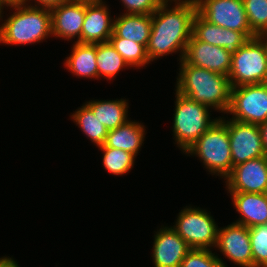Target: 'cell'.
<instances>
[{
    "label": "cell",
    "mask_w": 267,
    "mask_h": 267,
    "mask_svg": "<svg viewBox=\"0 0 267 267\" xmlns=\"http://www.w3.org/2000/svg\"><path fill=\"white\" fill-rule=\"evenodd\" d=\"M197 12L209 23L241 31L248 39L257 37L251 30L243 0H196Z\"/></svg>",
    "instance_id": "obj_9"
},
{
    "label": "cell",
    "mask_w": 267,
    "mask_h": 267,
    "mask_svg": "<svg viewBox=\"0 0 267 267\" xmlns=\"http://www.w3.org/2000/svg\"><path fill=\"white\" fill-rule=\"evenodd\" d=\"M109 42L130 68L140 69L151 63L144 45L121 37H110Z\"/></svg>",
    "instance_id": "obj_25"
},
{
    "label": "cell",
    "mask_w": 267,
    "mask_h": 267,
    "mask_svg": "<svg viewBox=\"0 0 267 267\" xmlns=\"http://www.w3.org/2000/svg\"><path fill=\"white\" fill-rule=\"evenodd\" d=\"M183 60L189 65L228 76L232 55L223 47L199 41L192 35L187 43Z\"/></svg>",
    "instance_id": "obj_14"
},
{
    "label": "cell",
    "mask_w": 267,
    "mask_h": 267,
    "mask_svg": "<svg viewBox=\"0 0 267 267\" xmlns=\"http://www.w3.org/2000/svg\"><path fill=\"white\" fill-rule=\"evenodd\" d=\"M6 7L14 11L0 23V44L32 45L52 37L50 9L32 6L24 1Z\"/></svg>",
    "instance_id": "obj_3"
},
{
    "label": "cell",
    "mask_w": 267,
    "mask_h": 267,
    "mask_svg": "<svg viewBox=\"0 0 267 267\" xmlns=\"http://www.w3.org/2000/svg\"><path fill=\"white\" fill-rule=\"evenodd\" d=\"M152 261L154 267H180L182 260L192 249L171 227L162 225L154 234Z\"/></svg>",
    "instance_id": "obj_13"
},
{
    "label": "cell",
    "mask_w": 267,
    "mask_h": 267,
    "mask_svg": "<svg viewBox=\"0 0 267 267\" xmlns=\"http://www.w3.org/2000/svg\"><path fill=\"white\" fill-rule=\"evenodd\" d=\"M101 150L102 165L104 169L112 175L122 176L133 168L135 157L133 154L121 149L109 147H97Z\"/></svg>",
    "instance_id": "obj_26"
},
{
    "label": "cell",
    "mask_w": 267,
    "mask_h": 267,
    "mask_svg": "<svg viewBox=\"0 0 267 267\" xmlns=\"http://www.w3.org/2000/svg\"><path fill=\"white\" fill-rule=\"evenodd\" d=\"M191 248L213 249L216 247L218 225L206 209L186 206L171 226Z\"/></svg>",
    "instance_id": "obj_7"
},
{
    "label": "cell",
    "mask_w": 267,
    "mask_h": 267,
    "mask_svg": "<svg viewBox=\"0 0 267 267\" xmlns=\"http://www.w3.org/2000/svg\"><path fill=\"white\" fill-rule=\"evenodd\" d=\"M253 267H267V224L249 228Z\"/></svg>",
    "instance_id": "obj_28"
},
{
    "label": "cell",
    "mask_w": 267,
    "mask_h": 267,
    "mask_svg": "<svg viewBox=\"0 0 267 267\" xmlns=\"http://www.w3.org/2000/svg\"><path fill=\"white\" fill-rule=\"evenodd\" d=\"M103 0L85 2V18L81 31L82 44L108 42L113 34L114 19Z\"/></svg>",
    "instance_id": "obj_15"
},
{
    "label": "cell",
    "mask_w": 267,
    "mask_h": 267,
    "mask_svg": "<svg viewBox=\"0 0 267 267\" xmlns=\"http://www.w3.org/2000/svg\"><path fill=\"white\" fill-rule=\"evenodd\" d=\"M215 248L235 265L253 267L248 227L232 222V224L218 228Z\"/></svg>",
    "instance_id": "obj_11"
},
{
    "label": "cell",
    "mask_w": 267,
    "mask_h": 267,
    "mask_svg": "<svg viewBox=\"0 0 267 267\" xmlns=\"http://www.w3.org/2000/svg\"><path fill=\"white\" fill-rule=\"evenodd\" d=\"M85 104L92 110L94 115L100 120V123L108 131L113 130L126 123L128 118L129 103L126 99L116 100H90Z\"/></svg>",
    "instance_id": "obj_22"
},
{
    "label": "cell",
    "mask_w": 267,
    "mask_h": 267,
    "mask_svg": "<svg viewBox=\"0 0 267 267\" xmlns=\"http://www.w3.org/2000/svg\"><path fill=\"white\" fill-rule=\"evenodd\" d=\"M262 135L263 146L267 156V121L259 125Z\"/></svg>",
    "instance_id": "obj_33"
},
{
    "label": "cell",
    "mask_w": 267,
    "mask_h": 267,
    "mask_svg": "<svg viewBox=\"0 0 267 267\" xmlns=\"http://www.w3.org/2000/svg\"><path fill=\"white\" fill-rule=\"evenodd\" d=\"M227 115L232 120L260 125L267 121V83L231 88Z\"/></svg>",
    "instance_id": "obj_8"
},
{
    "label": "cell",
    "mask_w": 267,
    "mask_h": 267,
    "mask_svg": "<svg viewBox=\"0 0 267 267\" xmlns=\"http://www.w3.org/2000/svg\"><path fill=\"white\" fill-rule=\"evenodd\" d=\"M4 6H0V21H2L3 20V13H4ZM2 18V19H1Z\"/></svg>",
    "instance_id": "obj_36"
},
{
    "label": "cell",
    "mask_w": 267,
    "mask_h": 267,
    "mask_svg": "<svg viewBox=\"0 0 267 267\" xmlns=\"http://www.w3.org/2000/svg\"><path fill=\"white\" fill-rule=\"evenodd\" d=\"M219 119L227 126L233 167L248 160L266 156L259 125Z\"/></svg>",
    "instance_id": "obj_10"
},
{
    "label": "cell",
    "mask_w": 267,
    "mask_h": 267,
    "mask_svg": "<svg viewBox=\"0 0 267 267\" xmlns=\"http://www.w3.org/2000/svg\"><path fill=\"white\" fill-rule=\"evenodd\" d=\"M71 119L83 131L84 135L97 147L105 144L108 130L94 115L92 110L84 103L76 109Z\"/></svg>",
    "instance_id": "obj_24"
},
{
    "label": "cell",
    "mask_w": 267,
    "mask_h": 267,
    "mask_svg": "<svg viewBox=\"0 0 267 267\" xmlns=\"http://www.w3.org/2000/svg\"><path fill=\"white\" fill-rule=\"evenodd\" d=\"M240 217L237 224L248 228L267 224V193L227 192Z\"/></svg>",
    "instance_id": "obj_18"
},
{
    "label": "cell",
    "mask_w": 267,
    "mask_h": 267,
    "mask_svg": "<svg viewBox=\"0 0 267 267\" xmlns=\"http://www.w3.org/2000/svg\"><path fill=\"white\" fill-rule=\"evenodd\" d=\"M24 2L32 6L52 9L53 7L59 6L61 3H64L66 1L65 0H34L33 2V0H24ZM32 3H34V5Z\"/></svg>",
    "instance_id": "obj_31"
},
{
    "label": "cell",
    "mask_w": 267,
    "mask_h": 267,
    "mask_svg": "<svg viewBox=\"0 0 267 267\" xmlns=\"http://www.w3.org/2000/svg\"><path fill=\"white\" fill-rule=\"evenodd\" d=\"M175 91L211 110L226 114L230 105L228 76L179 61Z\"/></svg>",
    "instance_id": "obj_2"
},
{
    "label": "cell",
    "mask_w": 267,
    "mask_h": 267,
    "mask_svg": "<svg viewBox=\"0 0 267 267\" xmlns=\"http://www.w3.org/2000/svg\"><path fill=\"white\" fill-rule=\"evenodd\" d=\"M192 35L199 41L223 47L231 55L248 40L241 31H234L209 23L198 12L193 19Z\"/></svg>",
    "instance_id": "obj_17"
},
{
    "label": "cell",
    "mask_w": 267,
    "mask_h": 267,
    "mask_svg": "<svg viewBox=\"0 0 267 267\" xmlns=\"http://www.w3.org/2000/svg\"><path fill=\"white\" fill-rule=\"evenodd\" d=\"M65 1H71V2H89L93 0H65Z\"/></svg>",
    "instance_id": "obj_37"
},
{
    "label": "cell",
    "mask_w": 267,
    "mask_h": 267,
    "mask_svg": "<svg viewBox=\"0 0 267 267\" xmlns=\"http://www.w3.org/2000/svg\"><path fill=\"white\" fill-rule=\"evenodd\" d=\"M171 3L172 1H163L152 14L147 46L150 62L178 52L181 61L192 37L193 19L197 13L196 1H175L174 5Z\"/></svg>",
    "instance_id": "obj_1"
},
{
    "label": "cell",
    "mask_w": 267,
    "mask_h": 267,
    "mask_svg": "<svg viewBox=\"0 0 267 267\" xmlns=\"http://www.w3.org/2000/svg\"><path fill=\"white\" fill-rule=\"evenodd\" d=\"M212 251L192 248L182 260L180 267H227L221 256Z\"/></svg>",
    "instance_id": "obj_29"
},
{
    "label": "cell",
    "mask_w": 267,
    "mask_h": 267,
    "mask_svg": "<svg viewBox=\"0 0 267 267\" xmlns=\"http://www.w3.org/2000/svg\"><path fill=\"white\" fill-rule=\"evenodd\" d=\"M114 18L113 34L110 37L126 38L147 48L152 15L122 13Z\"/></svg>",
    "instance_id": "obj_20"
},
{
    "label": "cell",
    "mask_w": 267,
    "mask_h": 267,
    "mask_svg": "<svg viewBox=\"0 0 267 267\" xmlns=\"http://www.w3.org/2000/svg\"><path fill=\"white\" fill-rule=\"evenodd\" d=\"M252 32L260 36L267 29V0H243Z\"/></svg>",
    "instance_id": "obj_27"
},
{
    "label": "cell",
    "mask_w": 267,
    "mask_h": 267,
    "mask_svg": "<svg viewBox=\"0 0 267 267\" xmlns=\"http://www.w3.org/2000/svg\"><path fill=\"white\" fill-rule=\"evenodd\" d=\"M145 130L143 123L129 119L123 125L108 131L105 144L99 147L121 149L136 157L144 144Z\"/></svg>",
    "instance_id": "obj_19"
},
{
    "label": "cell",
    "mask_w": 267,
    "mask_h": 267,
    "mask_svg": "<svg viewBox=\"0 0 267 267\" xmlns=\"http://www.w3.org/2000/svg\"><path fill=\"white\" fill-rule=\"evenodd\" d=\"M51 11L52 36L81 43V31L85 18V2L66 1Z\"/></svg>",
    "instance_id": "obj_16"
},
{
    "label": "cell",
    "mask_w": 267,
    "mask_h": 267,
    "mask_svg": "<svg viewBox=\"0 0 267 267\" xmlns=\"http://www.w3.org/2000/svg\"><path fill=\"white\" fill-rule=\"evenodd\" d=\"M175 92L173 139L174 144L185 153L219 118L212 119L209 107Z\"/></svg>",
    "instance_id": "obj_5"
},
{
    "label": "cell",
    "mask_w": 267,
    "mask_h": 267,
    "mask_svg": "<svg viewBox=\"0 0 267 267\" xmlns=\"http://www.w3.org/2000/svg\"><path fill=\"white\" fill-rule=\"evenodd\" d=\"M267 44L259 37L248 39L233 55L228 79L231 87L266 83Z\"/></svg>",
    "instance_id": "obj_6"
},
{
    "label": "cell",
    "mask_w": 267,
    "mask_h": 267,
    "mask_svg": "<svg viewBox=\"0 0 267 267\" xmlns=\"http://www.w3.org/2000/svg\"><path fill=\"white\" fill-rule=\"evenodd\" d=\"M259 37L267 44V29Z\"/></svg>",
    "instance_id": "obj_35"
},
{
    "label": "cell",
    "mask_w": 267,
    "mask_h": 267,
    "mask_svg": "<svg viewBox=\"0 0 267 267\" xmlns=\"http://www.w3.org/2000/svg\"><path fill=\"white\" fill-rule=\"evenodd\" d=\"M184 154L198 157L209 174L225 179L233 169L227 126L218 119Z\"/></svg>",
    "instance_id": "obj_4"
},
{
    "label": "cell",
    "mask_w": 267,
    "mask_h": 267,
    "mask_svg": "<svg viewBox=\"0 0 267 267\" xmlns=\"http://www.w3.org/2000/svg\"><path fill=\"white\" fill-rule=\"evenodd\" d=\"M225 183L227 192L267 193V156L234 166Z\"/></svg>",
    "instance_id": "obj_12"
},
{
    "label": "cell",
    "mask_w": 267,
    "mask_h": 267,
    "mask_svg": "<svg viewBox=\"0 0 267 267\" xmlns=\"http://www.w3.org/2000/svg\"><path fill=\"white\" fill-rule=\"evenodd\" d=\"M15 261V259L13 257H7V256H3L0 257V267H20L18 266V262Z\"/></svg>",
    "instance_id": "obj_32"
},
{
    "label": "cell",
    "mask_w": 267,
    "mask_h": 267,
    "mask_svg": "<svg viewBox=\"0 0 267 267\" xmlns=\"http://www.w3.org/2000/svg\"><path fill=\"white\" fill-rule=\"evenodd\" d=\"M163 1H172L174 3L175 1H196V0H163Z\"/></svg>",
    "instance_id": "obj_38"
},
{
    "label": "cell",
    "mask_w": 267,
    "mask_h": 267,
    "mask_svg": "<svg viewBox=\"0 0 267 267\" xmlns=\"http://www.w3.org/2000/svg\"><path fill=\"white\" fill-rule=\"evenodd\" d=\"M24 0H0V6H6L11 4H17L23 2Z\"/></svg>",
    "instance_id": "obj_34"
},
{
    "label": "cell",
    "mask_w": 267,
    "mask_h": 267,
    "mask_svg": "<svg viewBox=\"0 0 267 267\" xmlns=\"http://www.w3.org/2000/svg\"><path fill=\"white\" fill-rule=\"evenodd\" d=\"M96 64L98 68V80L102 78L113 80L121 70L129 68L123 57L108 42L96 44Z\"/></svg>",
    "instance_id": "obj_23"
},
{
    "label": "cell",
    "mask_w": 267,
    "mask_h": 267,
    "mask_svg": "<svg viewBox=\"0 0 267 267\" xmlns=\"http://www.w3.org/2000/svg\"><path fill=\"white\" fill-rule=\"evenodd\" d=\"M124 6L125 14L152 15L163 0H120Z\"/></svg>",
    "instance_id": "obj_30"
},
{
    "label": "cell",
    "mask_w": 267,
    "mask_h": 267,
    "mask_svg": "<svg viewBox=\"0 0 267 267\" xmlns=\"http://www.w3.org/2000/svg\"><path fill=\"white\" fill-rule=\"evenodd\" d=\"M71 54L66 57L64 66L68 72L78 78L98 80L96 64V44L74 42Z\"/></svg>",
    "instance_id": "obj_21"
}]
</instances>
